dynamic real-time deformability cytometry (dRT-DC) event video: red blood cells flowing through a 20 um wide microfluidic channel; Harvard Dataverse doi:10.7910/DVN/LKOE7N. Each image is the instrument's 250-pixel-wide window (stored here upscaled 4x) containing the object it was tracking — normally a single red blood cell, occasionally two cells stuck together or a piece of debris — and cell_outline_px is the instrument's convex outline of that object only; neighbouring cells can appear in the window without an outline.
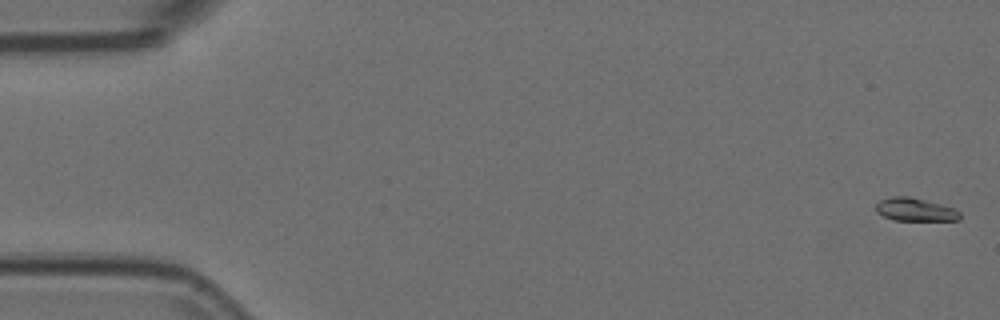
{"species": "Egyptian fruit bat (a non-hibernating species)", "species_latin": "Rousettus aegyptiacus", "temperature_condition": "room temperature", "stored_images_in_passage": 55, "camera_frame_rate_fps": 3000, "um_per_image_px": 0.085, "animal": {"sex": "female"}, "frame": {"image": 1, "passage_image": 1, "time_ms": 0.0, "image_size_px": [1000, 320], "cell_outline_px": [[960, 220], [892, 220], [876, 212], [876, 204], [880, 200], [892, 196], [908, 196], [940, 204], [952, 208], [960, 212]], "centroid_in_image_um": [77.75, 17.82], "position_along_channel_um": 7.2, "area_um2": 11.16}}
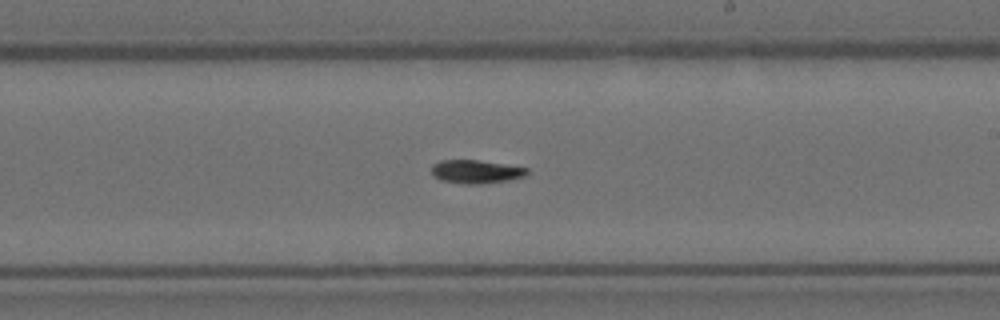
{"frame": {"image": 2, "passage_image": 32, "time_ms": 10.333, "image_size_px": [1000, 320], "cell_outline_px": [[528, 172], [524, 176], [508, 180], [480, 184], [464, 184], [440, 180], [432, 176], [432, 164], [440, 160], [476, 160], [528, 168]], "centroid_in_image_um": [40.4, 14.59], "position_along_channel_um": 248.6, "area_um2": 12.95}}
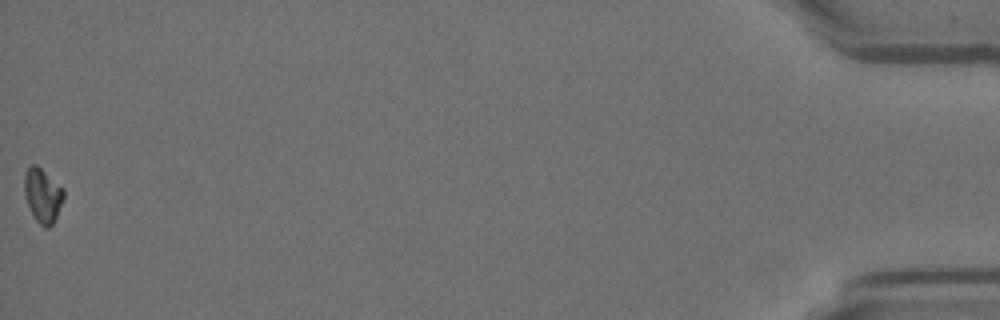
{"frame": {"image": 3, "passage_image": 55, "time_ms": 18.0, "image_size_px": [1000, 320], "cell_outline_px": [[64, 196], [56, 216], [52, 224], [48, 228], [44, 228], [36, 220], [28, 204], [24, 192], [24, 172], [32, 164], [36, 164], [64, 188]], "centroid_in_image_um": [3.62, 16.58], "position_along_channel_um": 431.6, "area_um2": 12.25}, "authors_computed_cell_mechanics": {"area_um2": 12.3692, "velocity_mm_per_s": 3.7128, "shape_relaxation_time_tau1_ms": 2.7418, "shape_relaxation_time_tau2_ms": null, "deformation_change_tau1": 0.1824, "deformation_change_tau2": null}}